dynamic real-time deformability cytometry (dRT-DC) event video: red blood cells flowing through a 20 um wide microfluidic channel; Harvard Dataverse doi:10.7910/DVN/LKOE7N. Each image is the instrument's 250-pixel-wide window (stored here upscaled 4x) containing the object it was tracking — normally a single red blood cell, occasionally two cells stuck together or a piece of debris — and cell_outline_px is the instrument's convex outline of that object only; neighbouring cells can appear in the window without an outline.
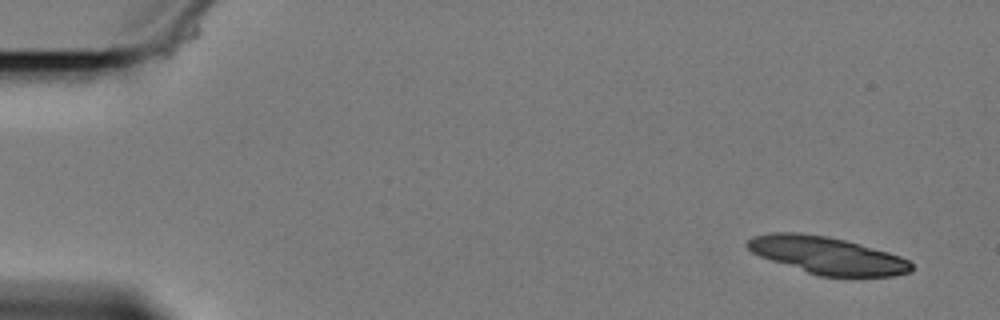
{"species": "Egyptian fruit bat (a non-hibernating species)", "species_latin": "Rousettus aegyptiacus", "temperature_condition": "cold", "stored_images_in_passage": 4, "camera_frame_rate_fps": 3000, "um_per_image_px": 0.085, "animal": {"sex": "female"}, "frame": {"image": 1, "passage_image": 1, "time_ms": 0.0, "image_size_px": [1000, 320], "cell_outline_px": [[912, 268], [908, 272], [892, 276], [820, 276], [760, 256], [752, 252], [744, 244], [752, 236], [772, 232], [796, 232], [828, 236], [860, 244], [888, 252], [900, 256], [908, 260], [912, 264]], "centroid_in_image_um": [70.29, 21.69], "position_along_channel_um": 14.7, "area_um2": 35.2}}